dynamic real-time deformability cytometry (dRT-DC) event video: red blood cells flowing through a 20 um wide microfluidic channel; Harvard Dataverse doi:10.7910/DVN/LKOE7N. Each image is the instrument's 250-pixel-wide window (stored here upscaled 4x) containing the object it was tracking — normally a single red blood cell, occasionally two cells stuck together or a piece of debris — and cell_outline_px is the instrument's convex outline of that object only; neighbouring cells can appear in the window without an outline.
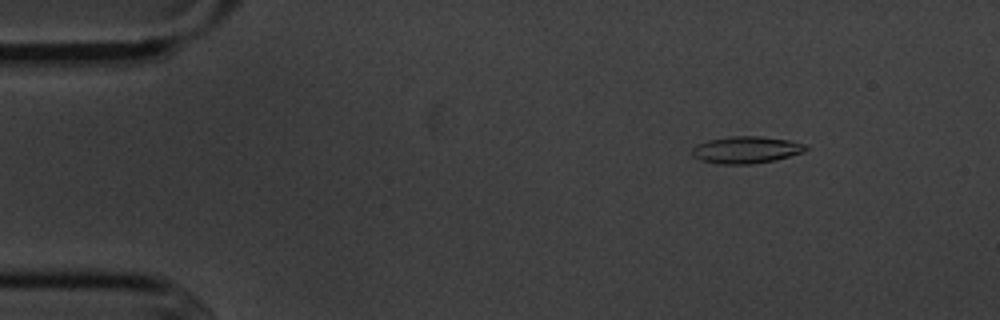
{"species": "common noctule bat (a hibernating species)", "species_latin": "Nyctalus noctula", "temperature_condition": "cold", "stored_images_in_passage": 5, "camera_frame_rate_fps": 3000, "um_per_image_px": 0.085, "animal": {"sex": "male", "body_mass_g": 20.1, "forearm_length_mm": 53.5}, "frame": {"image": 1, "passage_image": 2, "time_ms": 1.0, "image_size_px": [1000, 320], "cell_outline_px": [[808, 148], [804, 152], [772, 160], [752, 164], [720, 164], [700, 160], [692, 156], [692, 148], [696, 144], [708, 140], [732, 136], [760, 136], [788, 140], [804, 144]], "centroid_in_image_um": [63.38, 12.73], "position_along_channel_um": 21.6, "area_um2": 17.74}}